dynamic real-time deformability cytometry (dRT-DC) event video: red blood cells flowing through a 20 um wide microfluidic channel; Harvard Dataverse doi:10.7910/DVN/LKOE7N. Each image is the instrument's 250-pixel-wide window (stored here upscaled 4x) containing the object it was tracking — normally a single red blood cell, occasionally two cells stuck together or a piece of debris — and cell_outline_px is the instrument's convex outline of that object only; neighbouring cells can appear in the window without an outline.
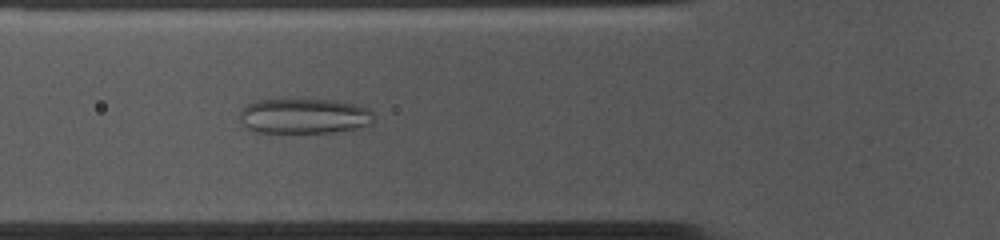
{"species": "common noctule bat (a hibernating species)", "species_latin": "Nyctalus noctula", "temperature_condition": "cold", "stored_images_in_passage": 53, "camera_frame_rate_fps": 3000, "um_per_image_px": 0.085, "animal": {"sex": "female", "body_mass_g": 10.0, "forearm_length_mm": 53.1}, "frame": {"image": 1, "passage_image": 18, "time_ms": 5.667, "image_size_px": [1000, 240], "cell_outline_px": [[372, 124], [356, 128], [332, 132], [252, 132], [244, 128], [240, 124], [240, 112], [248, 104], [256, 100], [280, 96], [336, 100], [356, 104], [368, 108], [372, 112]], "centroid_in_image_um": [25.77, 9.81], "position_along_channel_um": 100.0, "area_um2": 28.67}}
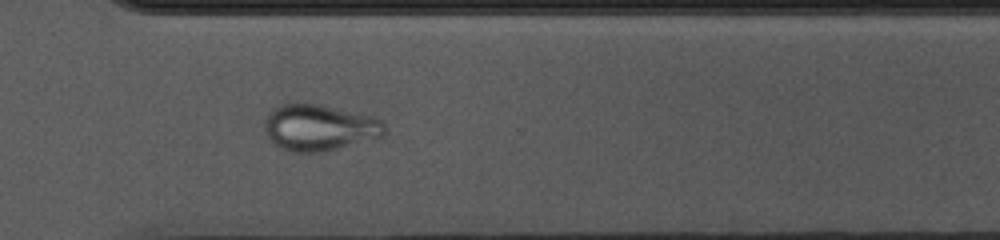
{"frame": {"image": 2, "passage_image": 38, "time_ms": 12.333, "image_size_px": [1000, 240], "cell_outline_px": [[384, 136], [336, 148], [316, 152], [296, 152], [280, 148], [268, 136], [264, 128], [264, 120], [268, 112], [272, 108], [280, 104], [320, 104], [372, 116], [384, 120]], "centroid_in_image_um": [27.13, 10.82], "position_along_channel_um": 343.5, "area_um2": 32.08}}
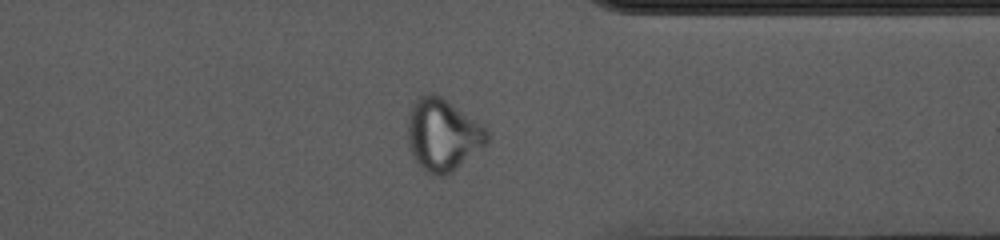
{"frame": {"image": 3, "passage_image": 41, "time_ms": 13.333, "image_size_px": [1000, 240], "cell_outline_px": [[488, 144], [452, 172], [444, 176], [432, 176], [420, 168], [416, 164], [412, 156], [408, 144], [408, 112], [412, 104], [420, 96], [428, 92], [436, 92], [488, 128]], "centroid_in_image_um": [37.63, 11.46], "position_along_channel_um": 373.8, "area_um2": 34.1}}